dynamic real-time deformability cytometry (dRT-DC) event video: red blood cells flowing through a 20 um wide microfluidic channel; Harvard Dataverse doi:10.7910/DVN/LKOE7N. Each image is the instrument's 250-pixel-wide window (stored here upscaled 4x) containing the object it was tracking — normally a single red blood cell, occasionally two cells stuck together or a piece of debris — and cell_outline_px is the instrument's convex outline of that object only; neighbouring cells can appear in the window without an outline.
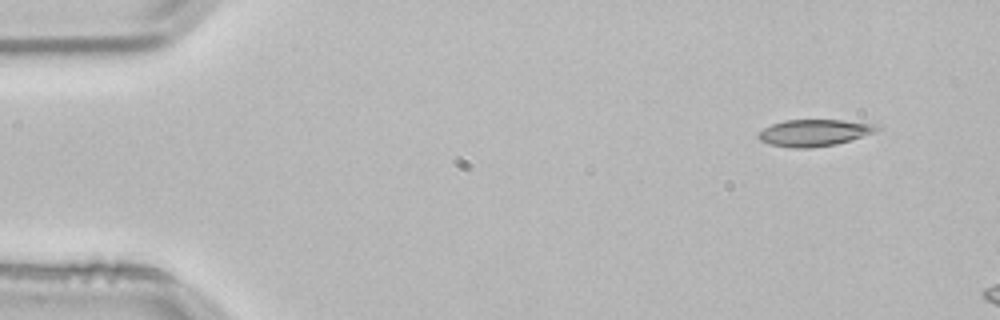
{"species": "common noctule bat (a hibernating species)", "species_latin": "Nyctalus noctula", "temperature_condition": "room temperature", "stored_images_in_passage": 3, "camera_frame_rate_fps": 3000, "um_per_image_px": 0.085, "animal": {"sex": "male", "body_mass_g": 21.5, "forearm_length_mm": 52.0}, "frame": {"image": 1, "passage_image": 1, "time_ms": 0.0, "image_size_px": [1000, 320], "cell_outline_px": [[880, 128], [876, 132], [836, 144], [808, 148], [796, 148], [772, 144], [760, 140], [756, 136], [764, 128], [772, 124], [784, 120], [844, 120], [880, 124]], "centroid_in_image_um": [69.26, 11.27], "position_along_channel_um": 15.7, "area_um2": 18.38}}